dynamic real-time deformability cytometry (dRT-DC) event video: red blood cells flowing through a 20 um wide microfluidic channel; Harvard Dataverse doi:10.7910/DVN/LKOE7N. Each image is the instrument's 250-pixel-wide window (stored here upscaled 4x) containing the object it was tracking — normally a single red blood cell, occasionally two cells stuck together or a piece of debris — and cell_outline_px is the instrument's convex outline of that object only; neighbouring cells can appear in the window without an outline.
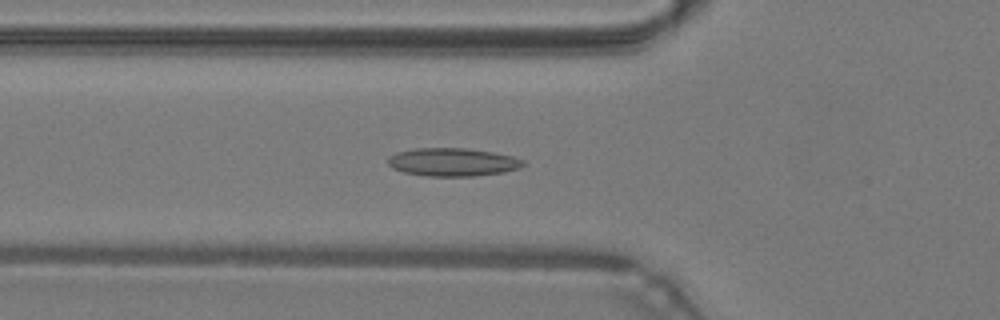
{"species": "common noctule bat (a hibernating species)", "species_latin": "Nyctalus noctula", "temperature_condition": "warm", "stored_images_in_passage": 48, "camera_frame_rate_fps": 3000, "um_per_image_px": 0.085, "animal": {"sex": "male", "body_mass_g": 19.2, "forearm_length_mm": 51.8}, "frame": {"image": 1, "passage_image": 17, "time_ms": 5.333, "image_size_px": [1000, 320], "cell_outline_px": [[524, 164], [520, 168], [504, 172], [472, 176], [428, 176], [404, 172], [392, 168], [388, 164], [388, 156], [396, 152], [416, 148], [468, 148], [492, 152], [512, 156], [524, 160]], "centroid_in_image_um": [38.46, 13.77], "position_along_channel_um": 87.3, "area_um2": 22.2}}
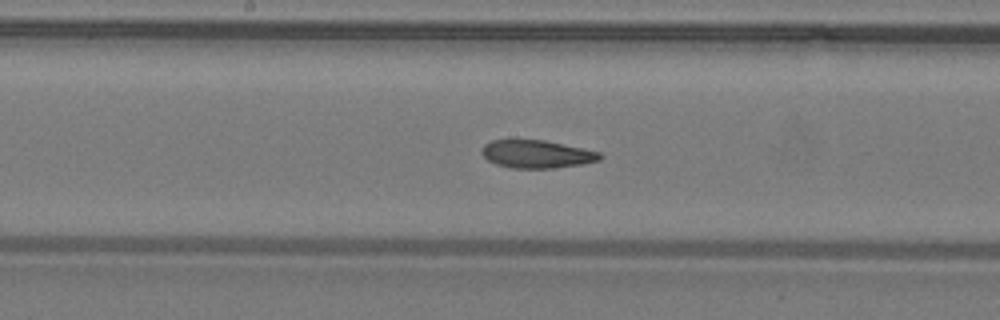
{"frame": {"image": 2, "passage_image": 25, "time_ms": 8.0, "image_size_px": [1000, 320], "cell_outline_px": [[604, 156], [600, 160], [584, 164], [552, 168], [512, 168], [496, 164], [488, 160], [480, 152], [484, 144], [492, 140], [544, 140], [584, 148], [600, 152]], "centroid_in_image_um": [45.65, 13.1], "position_along_channel_um": 202.5, "area_um2": 19.31}}
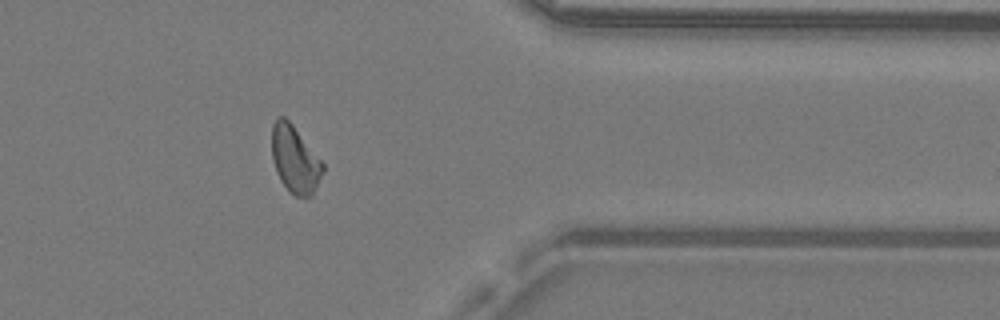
{"frame": {"image": 3, "passage_image": 39, "time_ms": 12.667, "image_size_px": [1000, 320], "cell_outline_px": [[324, 172], [312, 196], [296, 196], [280, 180], [276, 172], [272, 160], [272, 124], [276, 116], [284, 116], [292, 124], [324, 164]], "centroid_in_image_um": [25.06, 13.52], "position_along_channel_um": 386.3, "area_um2": 19.83}, "authors_computed_cell_mechanics": {"area_um2": 20.2011, "velocity_mm_per_s": 4.2923, "shape_relaxation_time_tau1_ms": null, "shape_relaxation_time_tau2_ms": 2.5404, "deformation_change_tau1": null, "deformation_change_tau2": 0.1037}}